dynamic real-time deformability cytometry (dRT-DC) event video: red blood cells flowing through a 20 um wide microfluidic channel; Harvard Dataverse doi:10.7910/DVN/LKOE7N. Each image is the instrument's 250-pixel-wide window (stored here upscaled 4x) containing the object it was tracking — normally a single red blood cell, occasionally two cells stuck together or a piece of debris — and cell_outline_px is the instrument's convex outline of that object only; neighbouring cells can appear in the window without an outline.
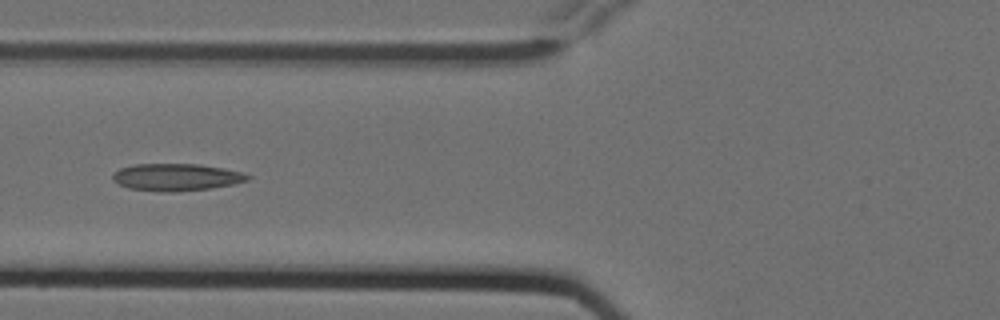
{"species": "Egyptian fruit bat (a non-hibernating species)", "species_latin": "Rousettus aegyptiacus", "temperature_condition": "cold", "stored_images_in_passage": 5, "camera_frame_rate_fps": 3000, "um_per_image_px": 0.085, "animal": {"sex": "female"}, "frame": {"image": 1, "passage_image": 5, "time_ms": 1.333, "image_size_px": [1000, 320], "cell_outline_px": [[252, 176], [248, 180], [232, 184], [212, 188], [176, 192], [160, 192], [128, 188], [112, 180], [112, 176], [120, 168], [136, 164], [200, 164], [224, 168], [244, 172]], "centroid_in_image_um": [15.02, 15.06], "position_along_channel_um": 110.8, "area_um2": 21.5}}